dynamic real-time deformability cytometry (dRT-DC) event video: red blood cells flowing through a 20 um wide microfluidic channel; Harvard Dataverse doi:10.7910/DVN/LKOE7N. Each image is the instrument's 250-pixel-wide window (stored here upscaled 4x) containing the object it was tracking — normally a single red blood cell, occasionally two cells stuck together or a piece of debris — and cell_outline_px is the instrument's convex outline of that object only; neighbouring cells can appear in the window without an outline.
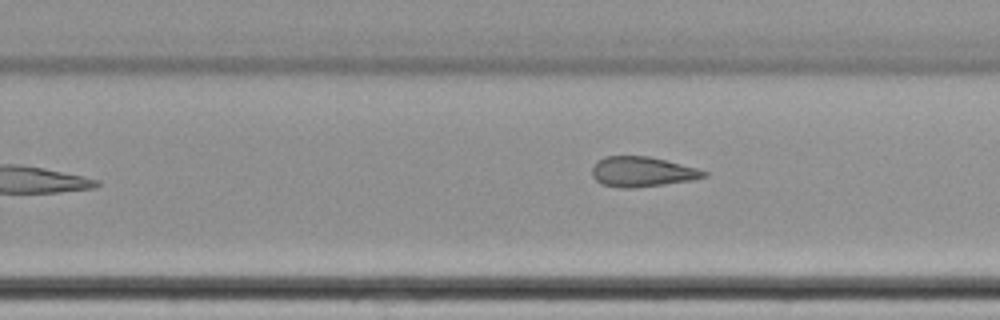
{"species": "common noctule bat (a hibernating species)", "species_latin": "Nyctalus noctula", "temperature_condition": "cold", "stored_images_in_passage": 9, "camera_frame_rate_fps": 3000, "um_per_image_px": 0.085, "animal": {"sex": "female", "body_mass_g": 22.7, "forearm_length_mm": 54.2}, "frame": {"image": 1, "passage_image": 9, "time_ms": 9.667, "image_size_px": [1000, 320], "cell_outline_px": [[708, 176], [692, 180], [636, 188], [624, 188], [600, 184], [592, 176], [592, 168], [596, 160], [604, 156], [648, 156], [696, 168], [708, 172]], "centroid_in_image_um": [54.54, 14.6], "position_along_channel_um": 275.3, "area_um2": 19.59}}